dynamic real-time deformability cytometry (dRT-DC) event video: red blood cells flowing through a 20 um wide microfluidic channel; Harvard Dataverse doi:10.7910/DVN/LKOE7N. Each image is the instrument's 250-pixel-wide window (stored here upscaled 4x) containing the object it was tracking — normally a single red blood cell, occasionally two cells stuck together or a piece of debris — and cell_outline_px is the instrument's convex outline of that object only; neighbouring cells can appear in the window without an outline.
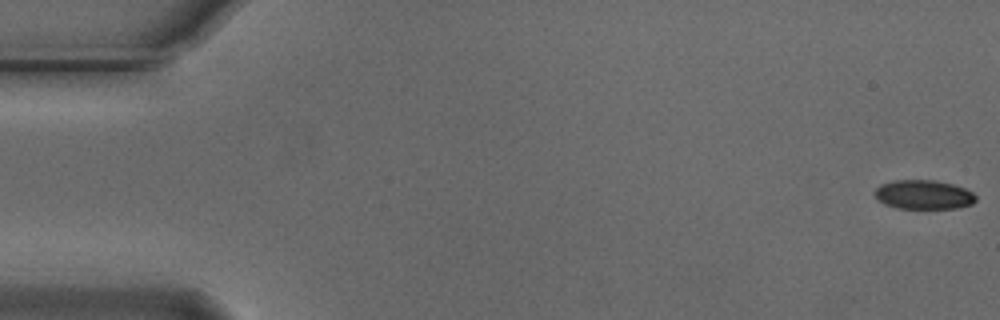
{"species": "Egyptian fruit bat (a non-hibernating species)", "species_latin": "Rousettus aegyptiacus", "temperature_condition": "cold", "stored_images_in_passage": 16, "camera_frame_rate_fps": 3000, "um_per_image_px": 0.085, "animal": {"sex": "male"}, "frame": {"image": 1, "passage_image": 1, "time_ms": 0.0, "image_size_px": [1000, 320], "cell_outline_px": [[976, 200], [972, 204], [956, 208], [896, 208], [884, 204], [876, 200], [872, 192], [880, 184], [896, 180], [936, 180], [952, 184], [964, 188], [972, 192], [976, 196]], "centroid_in_image_um": [78.46, 16.54], "position_along_channel_um": 6.5, "area_um2": 17.34}}